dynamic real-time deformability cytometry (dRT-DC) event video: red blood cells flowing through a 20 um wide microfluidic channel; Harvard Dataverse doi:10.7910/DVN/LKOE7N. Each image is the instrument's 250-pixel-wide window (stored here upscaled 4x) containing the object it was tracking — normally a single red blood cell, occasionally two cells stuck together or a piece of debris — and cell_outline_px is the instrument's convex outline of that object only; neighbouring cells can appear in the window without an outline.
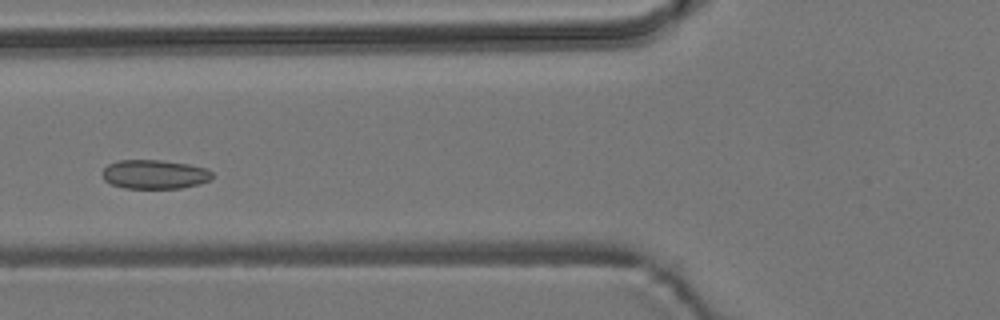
{"species": "common noctule bat (a hibernating species)", "species_latin": "Nyctalus noctula", "temperature_condition": "room temperature", "stored_images_in_passage": 6, "camera_frame_rate_fps": 3000, "um_per_image_px": 0.085, "animal": {"sex": "male", "body_mass_g": 19.2, "forearm_length_mm": 51.8}, "frame": {"image": 1, "passage_image": 5, "time_ms": 4.667, "image_size_px": [1000, 320], "cell_outline_px": [[212, 176], [208, 180], [200, 184], [180, 188], [124, 188], [112, 184], [104, 180], [100, 172], [108, 164], [116, 160], [160, 160], [188, 164], [208, 168], [212, 172]], "centroid_in_image_um": [13.11, 14.81], "position_along_channel_um": 112.7, "area_um2": 18.73}}
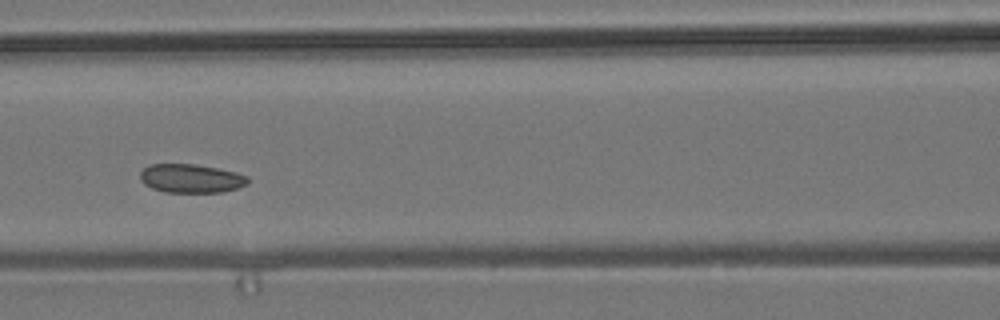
{"frame": {"image": 2, "passage_image": 6, "time_ms": 5.667, "image_size_px": [1000, 320], "cell_outline_px": [[248, 184], [236, 188], [220, 192], [164, 192], [152, 188], [144, 184], [140, 180], [140, 172], [148, 164], [192, 164], [216, 168], [236, 172], [248, 176]], "centroid_in_image_um": [16.21, 15.16], "position_along_channel_um": 150.4, "area_um2": 17.98}}